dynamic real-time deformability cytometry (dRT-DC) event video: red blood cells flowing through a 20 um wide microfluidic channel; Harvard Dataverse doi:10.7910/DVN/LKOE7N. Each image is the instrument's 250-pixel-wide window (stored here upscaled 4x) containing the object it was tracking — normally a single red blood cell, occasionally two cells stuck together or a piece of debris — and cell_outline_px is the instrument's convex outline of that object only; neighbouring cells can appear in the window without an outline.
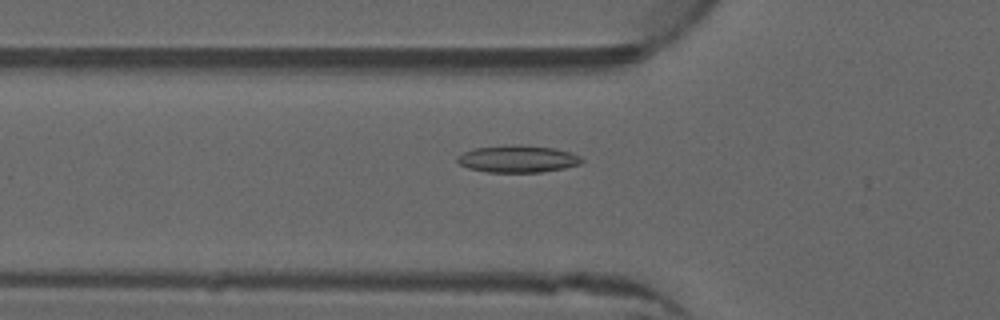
{"species": "common noctule bat (a hibernating species)", "species_latin": "Nyctalus noctula", "temperature_condition": "warm", "stored_images_in_passage": 28, "camera_frame_rate_fps": 3000, "um_per_image_px": 0.085, "animal": {"sex": "male", "forearm_length_mm": 52.5}, "frame": {"image": 1, "passage_image": 18, "time_ms": 5.667, "image_size_px": [1000, 320], "cell_outline_px": [[584, 160], [580, 164], [564, 168], [540, 172], [488, 172], [468, 168], [460, 164], [456, 160], [456, 156], [472, 148], [516, 144], [520, 144], [552, 148], [572, 152], [580, 156]], "centroid_in_image_um": [44.0, 13.5], "position_along_channel_um": 81.8, "area_um2": 19.77}}
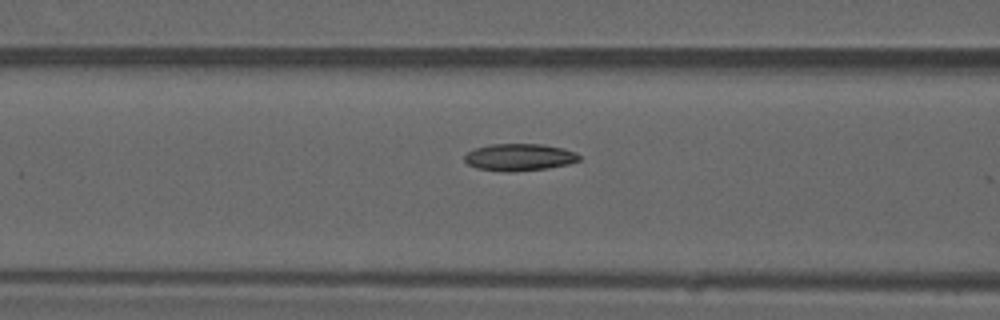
{"frame": {"image": 2, "passage_image": 21, "time_ms": 6.667, "image_size_px": [1000, 320], "cell_outline_px": [[580, 160], [568, 164], [548, 168], [508, 172], [476, 168], [468, 164], [464, 160], [464, 156], [468, 152], [476, 148], [488, 144], [544, 144], [564, 148], [576, 152], [580, 156]], "centroid_in_image_um": [44.16, 13.35], "position_along_channel_um": 122.4, "area_um2": 18.15}}
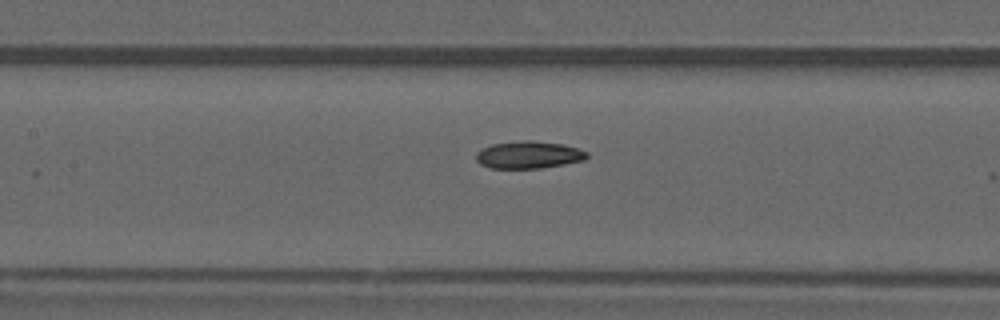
{"frame": {"image": 3, "passage_image": 24, "time_ms": 7.667, "image_size_px": [1000, 320], "cell_outline_px": [[588, 156], [584, 160], [564, 164], [540, 168], [492, 168], [480, 164], [476, 160], [476, 152], [480, 148], [492, 144], [524, 140], [532, 140], [564, 144], [588, 152]], "centroid_in_image_um": [44.91, 13.15], "position_along_channel_um": 162.5, "area_um2": 17.69}}